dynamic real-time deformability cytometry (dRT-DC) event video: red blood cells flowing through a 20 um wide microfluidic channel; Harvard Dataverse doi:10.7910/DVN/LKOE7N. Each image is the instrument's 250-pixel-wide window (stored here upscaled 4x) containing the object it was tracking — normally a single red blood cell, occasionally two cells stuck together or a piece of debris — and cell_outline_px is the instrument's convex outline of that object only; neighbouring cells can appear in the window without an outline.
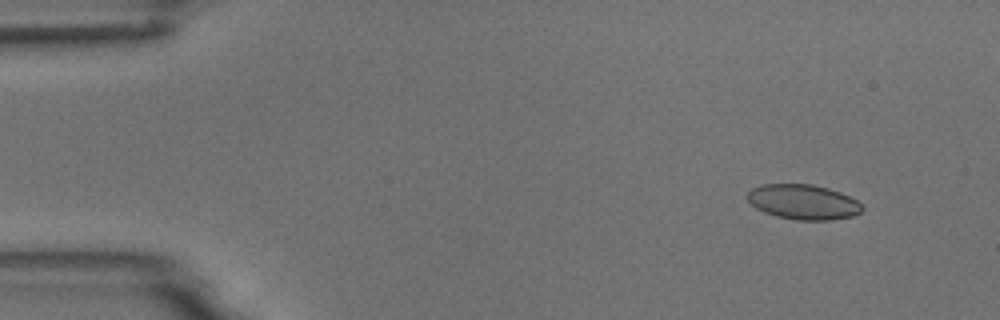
{"species": "common noctule bat (a hibernating species)", "species_latin": "Nyctalus noctula", "temperature_condition": "room temperature", "stored_images_in_passage": 4, "camera_frame_rate_fps": 3000, "um_per_image_px": 0.085, "animal": {"sex": "male", "body_mass_g": 18.8}, "frame": {"image": 1, "passage_image": 1, "time_ms": 0.0, "image_size_px": [1000, 320], "cell_outline_px": [[864, 208], [860, 212], [852, 216], [832, 220], [796, 220], [776, 216], [764, 212], [756, 208], [748, 200], [748, 192], [752, 188], [764, 184], [812, 184], [828, 188], [840, 192], [856, 200]], "centroid_in_image_um": [68.27, 17.17], "position_along_channel_um": 16.7, "area_um2": 23.29}}
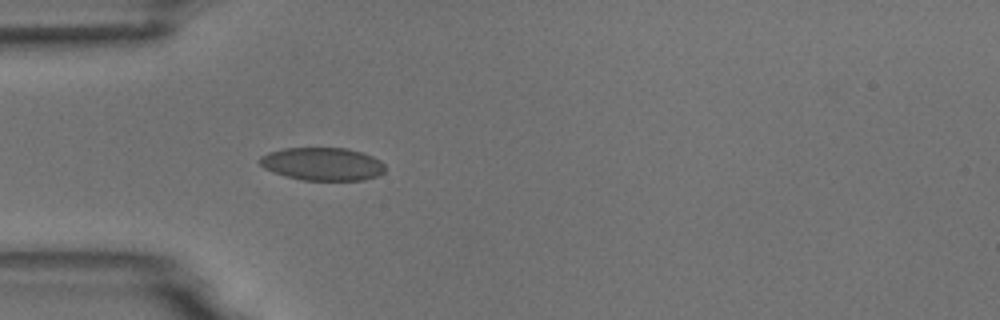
{"frame": {"image": 2, "passage_image": 4, "time_ms": 3.667, "image_size_px": [1000, 320], "cell_outline_px": [[384, 172], [376, 176], [364, 180], [300, 180], [264, 168], [260, 164], [260, 156], [268, 152], [284, 148], [348, 148], [372, 156], [380, 160], [384, 164]], "centroid_in_image_um": [27.42, 13.93], "position_along_channel_um": 57.6, "area_um2": 23.93}}